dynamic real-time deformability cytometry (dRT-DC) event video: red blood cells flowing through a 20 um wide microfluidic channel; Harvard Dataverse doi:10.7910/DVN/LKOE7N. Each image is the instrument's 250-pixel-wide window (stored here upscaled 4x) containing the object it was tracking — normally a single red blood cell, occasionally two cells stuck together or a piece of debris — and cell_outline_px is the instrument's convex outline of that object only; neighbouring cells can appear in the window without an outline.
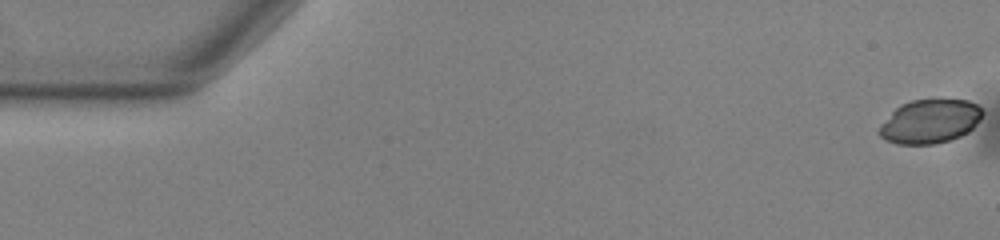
{"species": "common noctule bat (a hibernating species)", "species_latin": "Nyctalus noctula", "temperature_condition": "warm", "stored_images_in_passage": 55, "camera_frame_rate_fps": 3000, "um_per_image_px": 0.085, "animal": {"sex": "male", "body_mass_g": 13.0, "forearm_length_mm": 53.1}, "frame": {"image": 1, "passage_image": 1, "time_ms": 0.0, "image_size_px": [1000, 240], "cell_outline_px": [[984, 112], [972, 128], [968, 132], [960, 136], [936, 144], [896, 144], [884, 140], [876, 132], [880, 124], [900, 104], [912, 100], [968, 100], [976, 104]], "centroid_in_image_um": [78.99, 10.33], "position_along_channel_um": 6.0, "area_um2": 26.36}}
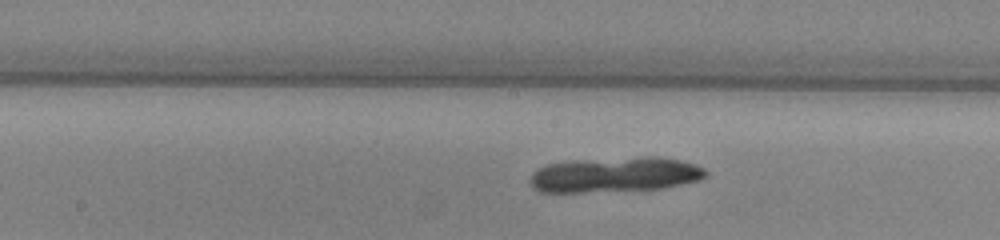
{"frame": {"image": 2, "passage_image": 28, "time_ms": 9.0, "image_size_px": [1000, 240], "cell_outline_px": [[708, 172], [700, 180], [664, 188], [584, 192], [540, 192], [532, 188], [532, 172], [548, 164], [572, 160], [648, 156], [680, 160], [696, 164], [704, 168]], "centroid_in_image_um": [52.29, 14.84], "position_along_channel_um": 195.9, "area_um2": 35.84}}
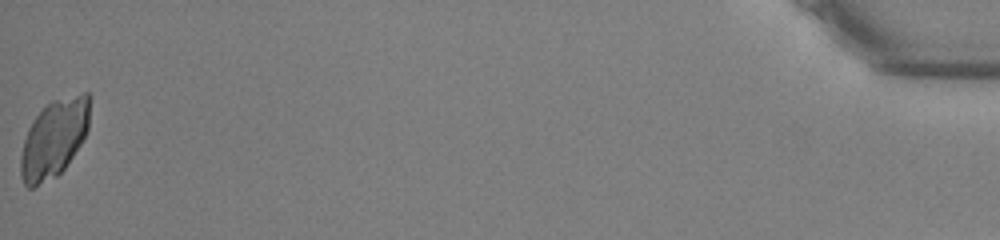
{"frame": {"image": 3, "passage_image": 55, "time_ms": 18.0, "image_size_px": [1000, 240], "cell_outline_px": [[92, 96], [88, 128], [80, 144], [64, 168], [56, 176], [32, 188], [28, 188], [24, 184], [20, 176], [20, 156], [24, 140], [28, 128], [36, 116], [52, 100], [84, 92], [88, 92]], "centroid_in_image_um": [4.6, 11.74], "position_along_channel_um": 430.6, "area_um2": 31.39}}